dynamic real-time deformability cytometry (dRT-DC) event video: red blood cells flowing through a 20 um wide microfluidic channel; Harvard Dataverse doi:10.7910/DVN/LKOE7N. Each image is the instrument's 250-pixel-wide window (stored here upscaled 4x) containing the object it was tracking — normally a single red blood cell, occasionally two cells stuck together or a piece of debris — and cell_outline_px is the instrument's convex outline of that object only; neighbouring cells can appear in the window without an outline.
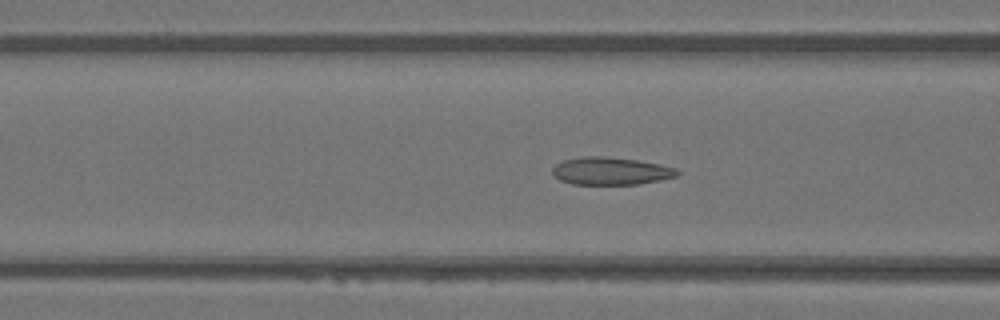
{"species": "Egyptian fruit bat (a non-hibernating species)", "species_latin": "Rousettus aegyptiacus", "temperature_condition": "warm", "stored_images_in_passage": 49, "camera_frame_rate_fps": 3000, "um_per_image_px": 0.085, "animal": {"sex": "female"}, "frame": {"image": 1, "passage_image": 19, "time_ms": 6.0, "image_size_px": [1000, 320], "cell_outline_px": [[680, 172], [676, 176], [660, 180], [640, 184], [572, 184], [560, 180], [552, 172], [552, 168], [556, 164], [564, 160], [584, 156], [604, 156], [636, 160], [660, 164], [676, 168]], "centroid_in_image_um": [51.92, 14.53], "position_along_channel_um": 114.7, "area_um2": 20.0}}
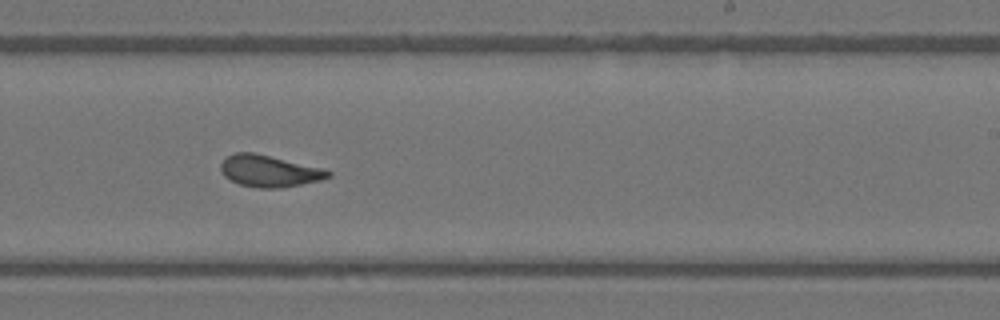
{"frame": {"image": 2, "passage_image": 30, "time_ms": 9.667, "image_size_px": [1000, 320], "cell_outline_px": [[332, 176], [320, 180], [280, 188], [260, 188], [240, 184], [224, 176], [220, 172], [220, 164], [228, 156], [236, 152], [252, 152], [324, 168], [332, 172]], "centroid_in_image_um": [22.89, 14.53], "position_along_channel_um": 266.1, "area_um2": 19.71}}
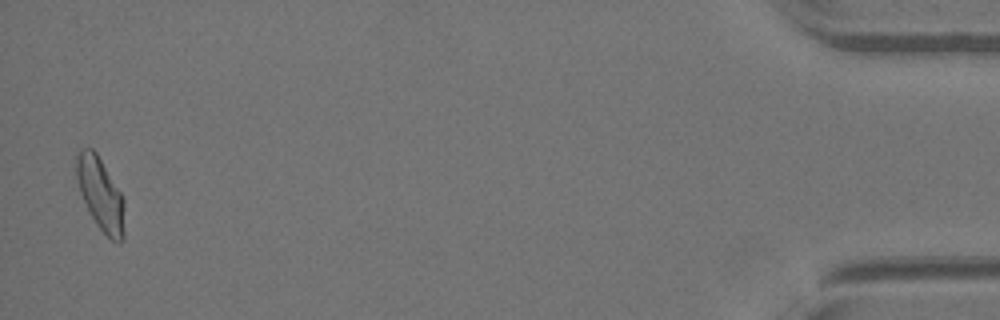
{"frame": {"image": 3, "passage_image": 48, "time_ms": 15.667, "image_size_px": [1000, 320], "cell_outline_px": [[124, 240], [120, 244], [112, 240], [96, 224], [88, 212], [80, 192], [76, 180], [76, 156], [80, 148], [92, 148], [96, 152], [120, 192], [124, 200]], "centroid_in_image_um": [8.53, 16.52], "position_along_channel_um": 426.7, "area_um2": 20.4}, "authors_computed_cell_mechanics": {"area_um2": 19.9988, "velocity_mm_per_s": 4.1422, "shape_relaxation_time_tau1_ms": null, "shape_relaxation_time_tau2_ms": 1.4403, "deformation_change_tau1": null, "deformation_change_tau2": 0.0669}}